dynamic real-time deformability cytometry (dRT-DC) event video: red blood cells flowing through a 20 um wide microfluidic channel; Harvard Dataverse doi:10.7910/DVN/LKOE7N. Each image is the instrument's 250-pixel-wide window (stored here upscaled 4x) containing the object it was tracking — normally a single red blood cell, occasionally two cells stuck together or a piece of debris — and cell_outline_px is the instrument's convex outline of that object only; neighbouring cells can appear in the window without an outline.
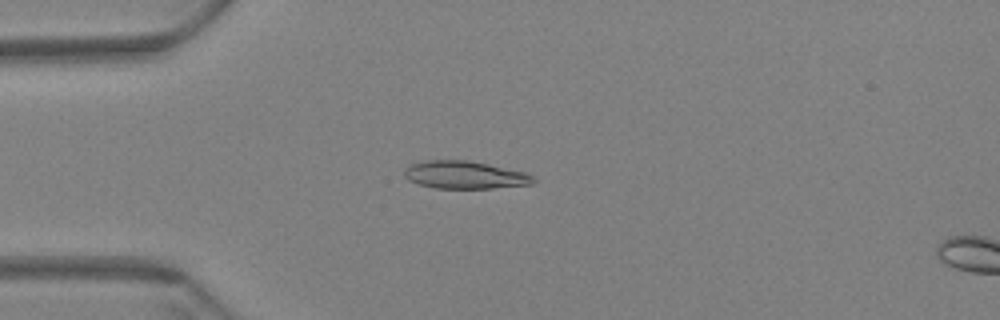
{"species": "Egyptian fruit bat (a non-hibernating species)", "species_latin": "Rousettus aegyptiacus", "temperature_condition": "warm", "stored_images_in_passage": 51, "camera_frame_rate_fps": 3000, "um_per_image_px": 0.085, "animal": {"sex": "female"}, "frame": {"image": 1, "passage_image": 15, "time_ms": 4.667, "image_size_px": [1000, 320], "cell_outline_px": [[536, 180], [532, 184], [492, 188], [436, 188], [420, 184], [408, 180], [404, 176], [404, 168], [412, 164], [424, 160], [468, 160], [488, 164], [524, 172], [536, 176]], "centroid_in_image_um": [39.51, 14.86], "position_along_channel_um": 45.5, "area_um2": 20.81}}
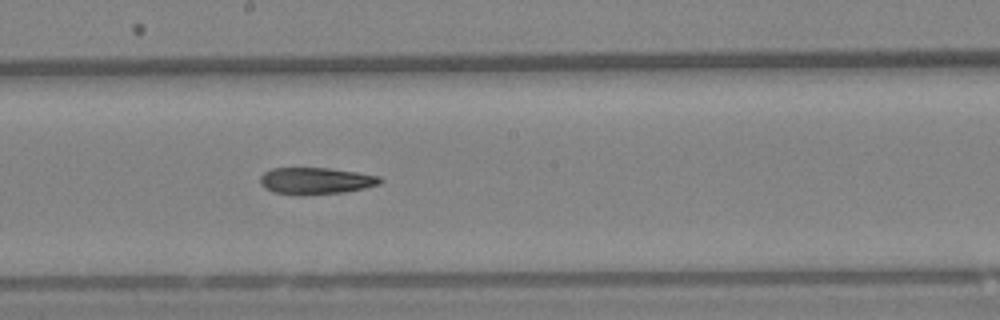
{"frame": {"image": 2, "passage_image": 32, "time_ms": 10.333, "image_size_px": [1000, 320], "cell_outline_px": [[384, 180], [380, 184], [364, 188], [344, 192], [300, 196], [272, 192], [264, 188], [260, 184], [260, 176], [264, 172], [272, 168], [328, 168], [356, 172], [380, 176]], "centroid_in_image_um": [26.82, 15.38], "position_along_channel_um": 221.4, "area_um2": 18.96}}
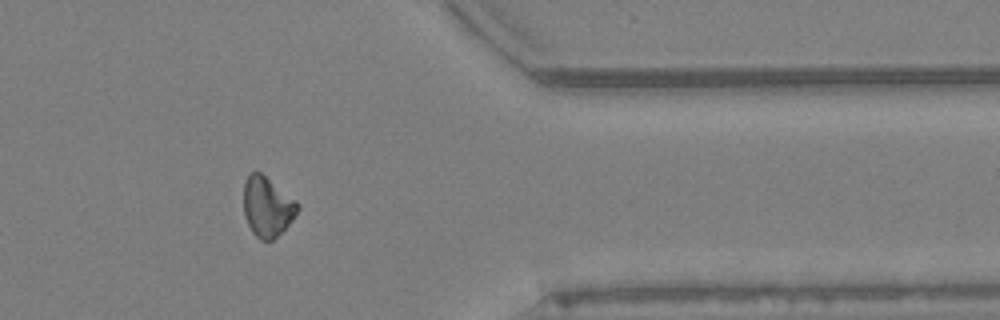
{"frame": {"image": 3, "passage_image": 48, "time_ms": 15.667, "image_size_px": [1000, 320], "cell_outline_px": [[300, 208], [292, 220], [272, 240], [260, 240], [252, 232], [244, 216], [244, 180], [252, 172], [260, 172], [296, 200], [300, 204]], "centroid_in_image_um": [22.71, 17.57], "position_along_channel_um": 388.7, "area_um2": 18.67}}